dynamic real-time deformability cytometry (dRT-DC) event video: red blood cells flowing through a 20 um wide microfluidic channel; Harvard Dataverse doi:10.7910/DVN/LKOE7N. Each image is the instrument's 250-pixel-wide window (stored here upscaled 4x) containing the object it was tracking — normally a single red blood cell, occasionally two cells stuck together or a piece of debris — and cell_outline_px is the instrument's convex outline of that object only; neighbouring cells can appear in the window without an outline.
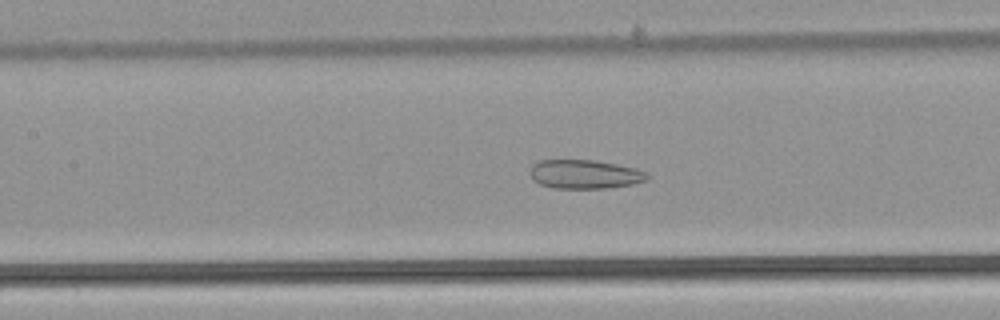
{"species": "common noctule bat (a hibernating species)", "species_latin": "Nyctalus noctula", "temperature_condition": "warm", "stored_images_in_passage": 55, "camera_frame_rate_fps": 3000, "um_per_image_px": 0.085, "animal": {"sex": "male", "body_mass_g": 21.5, "forearm_length_mm": 52.0}, "frame": {"image": 1, "passage_image": 26, "time_ms": 8.333, "image_size_px": [1000, 320], "cell_outline_px": [[652, 176], [648, 180], [632, 184], [608, 188], [552, 188], [540, 184], [532, 180], [528, 172], [528, 168], [532, 164], [540, 160], [596, 160], [636, 168], [648, 172]], "centroid_in_image_um": [49.7, 14.81], "position_along_channel_um": 157.7, "area_um2": 20.17}}
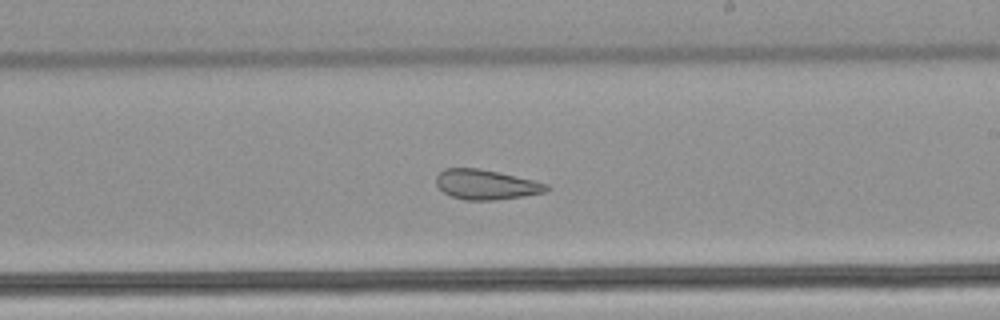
{"frame": {"image": 2, "passage_image": 33, "time_ms": 10.667, "image_size_px": [1000, 320], "cell_outline_px": [[548, 188], [544, 192], [496, 200], [464, 200], [452, 196], [444, 192], [436, 184], [436, 176], [444, 168], [476, 168], [496, 172], [532, 180], [548, 184]], "centroid_in_image_um": [41.26, 15.69], "position_along_channel_um": 247.7, "area_um2": 18.79}}
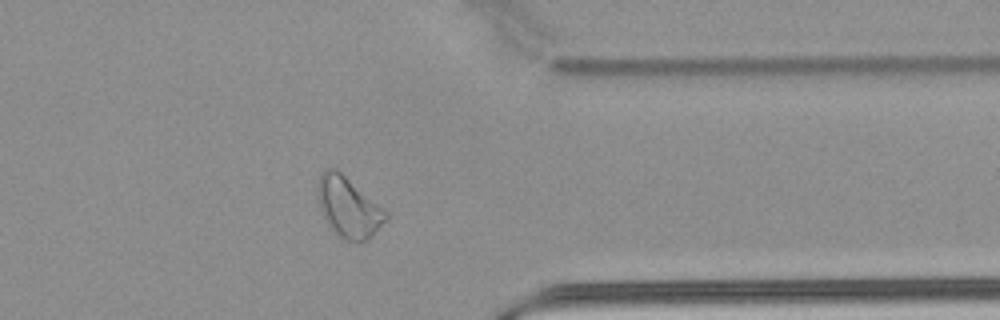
{"frame": {"image": 3, "passage_image": 44, "time_ms": 14.333, "image_size_px": [1000, 320], "cell_outline_px": [[388, 220], [372, 236], [360, 244], [348, 240], [340, 236], [324, 220], [320, 212], [316, 192], [316, 184], [324, 168], [336, 168], [388, 212]], "centroid_in_image_um": [29.6, 17.61], "position_along_channel_um": 381.8, "area_um2": 24.22}}